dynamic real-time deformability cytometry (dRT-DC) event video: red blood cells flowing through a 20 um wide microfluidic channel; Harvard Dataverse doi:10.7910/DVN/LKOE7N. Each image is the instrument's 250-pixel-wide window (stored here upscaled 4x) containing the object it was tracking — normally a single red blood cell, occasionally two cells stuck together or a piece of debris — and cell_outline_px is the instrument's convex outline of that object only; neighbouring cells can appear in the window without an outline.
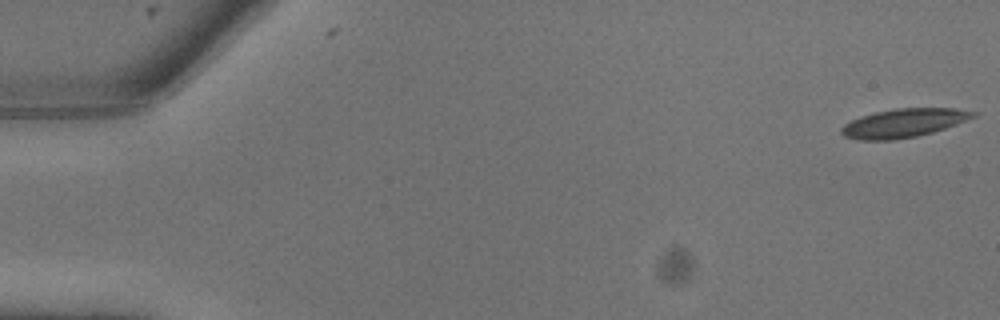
{"species": "common noctule bat (a hibernating species)", "species_latin": "Nyctalus noctula", "temperature_condition": "warm", "stored_images_in_passage": 8, "camera_frame_rate_fps": 3000, "um_per_image_px": 0.085, "animal": {"sex": "male", "body_mass_g": 13.3}, "frame": {"image": 1, "passage_image": 1, "time_ms": 0.0, "image_size_px": [1000, 320], "cell_outline_px": [[980, 112], [976, 116], [956, 124], [932, 132], [916, 136], [896, 140], [856, 140], [844, 136], [840, 132], [840, 128], [844, 124], [860, 116], [876, 112], [896, 108], [956, 108]], "centroid_in_image_um": [76.8, 10.46], "position_along_channel_um": 8.2, "area_um2": 22.08}}
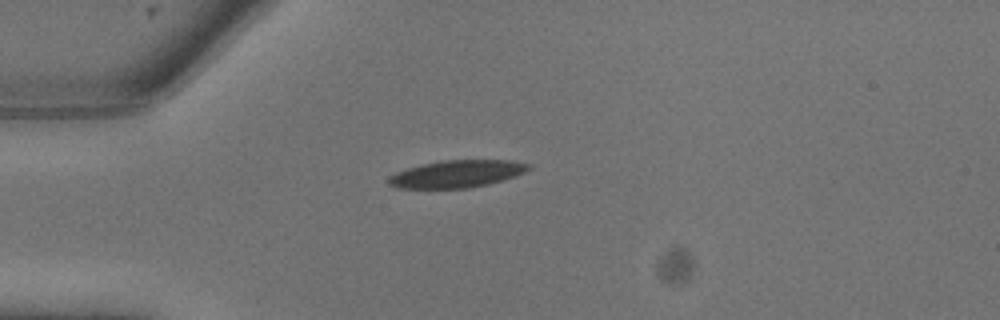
{"frame": {"image": 2, "passage_image": 7, "time_ms": 2.0, "image_size_px": [1000, 320], "cell_outline_px": [[532, 168], [516, 176], [488, 184], [468, 188], [396, 188], [388, 184], [388, 176], [396, 172], [408, 168], [424, 164], [444, 160], [508, 160], [532, 164]], "centroid_in_image_um": [38.85, 14.78], "position_along_channel_um": 46.2, "area_um2": 22.25}}